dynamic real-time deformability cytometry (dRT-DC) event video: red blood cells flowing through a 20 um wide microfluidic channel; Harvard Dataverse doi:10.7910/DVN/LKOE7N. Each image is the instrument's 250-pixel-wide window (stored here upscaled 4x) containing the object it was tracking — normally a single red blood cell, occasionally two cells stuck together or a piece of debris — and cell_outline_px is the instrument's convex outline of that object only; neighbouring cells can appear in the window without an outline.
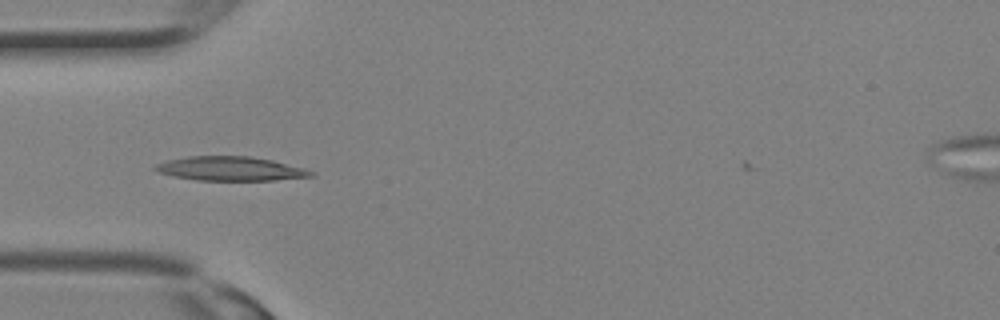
{"species": "Egyptian fruit bat (a non-hibernating species)", "species_latin": "Rousettus aegyptiacus", "temperature_condition": "room temperature", "stored_images_in_passage": 12, "camera_frame_rate_fps": 3000, "um_per_image_px": 0.085, "animal": {"sex": "female"}, "frame": {"image": 1, "passage_image": 1, "time_ms": 0.0, "image_size_px": [1000, 320], "cell_outline_px": [[316, 176], [276, 180], [196, 180], [172, 176], [160, 172], [152, 168], [156, 164], [168, 160], [188, 156], [248, 156], [272, 160], [304, 168], [316, 172]], "centroid_in_image_um": [19.62, 14.34], "position_along_channel_um": 65.4, "area_um2": 21.91}}
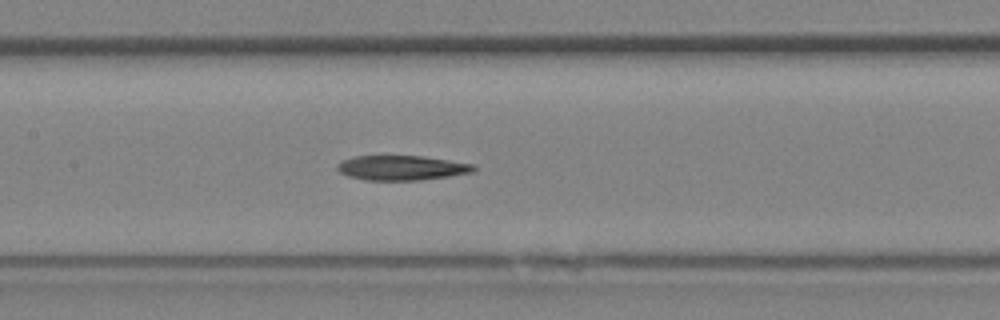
{"frame": {"image": 2, "passage_image": 6, "time_ms": 1.667, "image_size_px": [1000, 320], "cell_outline_px": [[476, 168], [472, 172], [448, 176], [420, 180], [364, 180], [348, 176], [340, 172], [336, 168], [336, 164], [340, 160], [356, 156], [424, 156], [472, 164]], "centroid_in_image_um": [34.08, 14.26], "position_along_channel_um": 173.3, "area_um2": 19.59}}
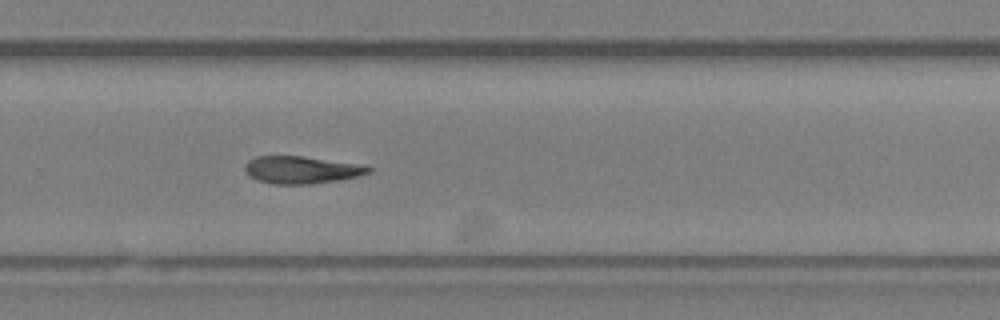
{"frame": {"image": 3, "passage_image": 12, "time_ms": 3.667, "image_size_px": [1000, 320], "cell_outline_px": [[372, 172], [356, 176], [336, 180], [308, 184], [276, 184], [256, 180], [248, 176], [244, 172], [244, 164], [248, 160], [256, 156], [304, 156], [364, 164], [372, 168]], "centroid_in_image_um": [25.6, 14.42], "position_along_channel_um": 304.2, "area_um2": 19.94}}